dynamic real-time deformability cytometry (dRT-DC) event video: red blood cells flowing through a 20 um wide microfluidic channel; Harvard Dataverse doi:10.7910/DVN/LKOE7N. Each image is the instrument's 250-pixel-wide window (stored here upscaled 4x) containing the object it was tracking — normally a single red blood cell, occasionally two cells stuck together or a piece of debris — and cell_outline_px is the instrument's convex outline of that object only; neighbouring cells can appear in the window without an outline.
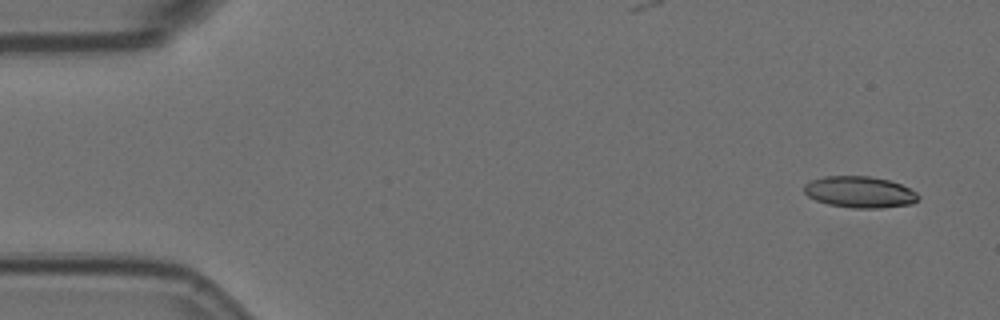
{"species": "Egyptian fruit bat (a non-hibernating species)", "species_latin": "Rousettus aegyptiacus", "temperature_condition": "room temperature", "stored_images_in_passage": 6, "camera_frame_rate_fps": 3000, "um_per_image_px": 0.085, "animal": {"sex": "female"}, "frame": {"image": 1, "passage_image": 1, "time_ms": 0.0, "image_size_px": [1000, 320], "cell_outline_px": [[920, 196], [912, 204], [880, 208], [852, 208], [828, 204], [816, 200], [808, 196], [804, 192], [804, 184], [812, 180], [824, 176], [868, 176], [888, 180], [900, 184], [916, 192]], "centroid_in_image_um": [73.06, 16.33], "position_along_channel_um": 11.9, "area_um2": 20.81}}
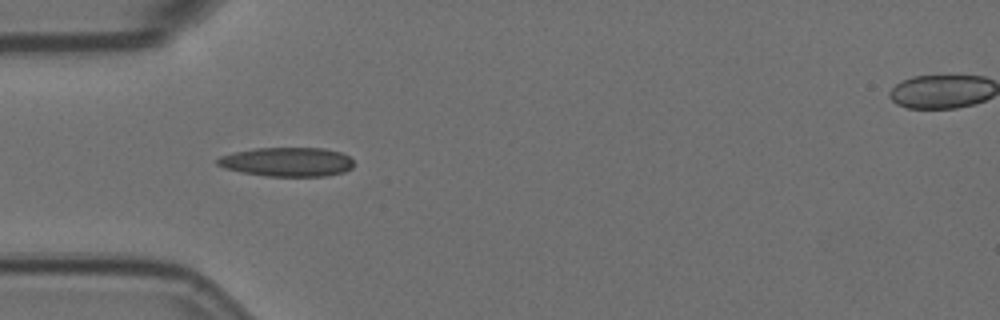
{"frame": {"image": 2, "passage_image": 5, "time_ms": 1.333, "image_size_px": [1000, 320], "cell_outline_px": [[352, 168], [344, 172], [328, 176], [264, 176], [240, 172], [224, 168], [216, 164], [216, 160], [220, 156], [232, 152], [256, 148], [324, 148], [340, 152], [348, 156], [352, 160]], "centroid_in_image_um": [24.38, 13.76], "position_along_channel_um": 60.6, "area_um2": 23.29}}